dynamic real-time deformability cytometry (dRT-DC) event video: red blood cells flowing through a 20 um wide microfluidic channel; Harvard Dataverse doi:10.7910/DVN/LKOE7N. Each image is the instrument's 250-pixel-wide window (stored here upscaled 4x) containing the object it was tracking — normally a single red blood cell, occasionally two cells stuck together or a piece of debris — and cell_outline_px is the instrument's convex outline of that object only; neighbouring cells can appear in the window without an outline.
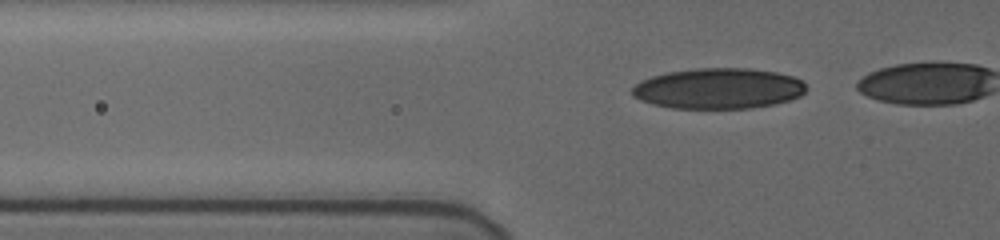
{"species": "human", "species_latin": "Homo sapiens", "temperature_condition": "cold", "stored_images_in_passage": 29, "camera_frame_rate_fps": 3000, "um_per_image_px": 0.085, "donor": {"sex": "female"}, "frame": {"image": 1, "passage_image": 18, "time_ms": 5.667, "image_size_px": [1000, 240], "cell_outline_px": [[808, 88], [800, 96], [792, 100], [776, 104], [752, 108], [672, 108], [652, 104], [640, 100], [632, 96], [632, 88], [640, 80], [652, 76], [668, 72], [696, 68], [748, 68], [776, 72], [792, 76], [804, 80]], "centroid_in_image_um": [61.1, 7.52], "position_along_channel_um": 64.7, "area_um2": 41.62}}
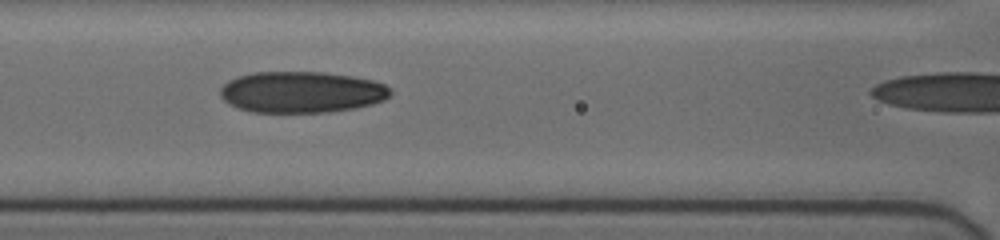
{"frame": {"image": 2, "passage_image": 25, "time_ms": 8.0, "image_size_px": [1000, 240], "cell_outline_px": [[392, 92], [384, 100], [372, 104], [356, 108], [328, 112], [252, 112], [228, 104], [220, 96], [220, 88], [228, 80], [236, 76], [252, 72], [324, 72], [352, 76], [372, 80], [384, 84], [392, 88]], "centroid_in_image_um": [25.63, 7.82], "position_along_channel_um": 141.0, "area_um2": 41.21}}
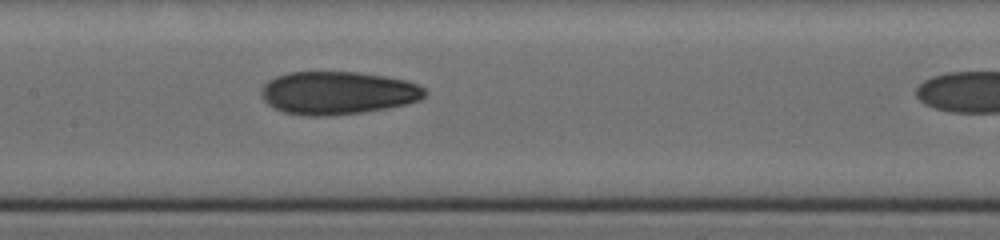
{"frame": {"image": 3, "passage_image": 28, "time_ms": 9.0, "image_size_px": [1000, 240], "cell_outline_px": [[428, 92], [420, 100], [408, 104], [388, 108], [360, 112], [328, 116], [308, 116], [284, 112], [268, 104], [260, 96], [260, 92], [264, 84], [268, 80], [276, 76], [288, 72], [356, 72], [384, 76], [408, 80], [420, 84]], "centroid_in_image_um": [28.73, 7.89], "position_along_channel_um": 178.7, "area_um2": 41.21}}